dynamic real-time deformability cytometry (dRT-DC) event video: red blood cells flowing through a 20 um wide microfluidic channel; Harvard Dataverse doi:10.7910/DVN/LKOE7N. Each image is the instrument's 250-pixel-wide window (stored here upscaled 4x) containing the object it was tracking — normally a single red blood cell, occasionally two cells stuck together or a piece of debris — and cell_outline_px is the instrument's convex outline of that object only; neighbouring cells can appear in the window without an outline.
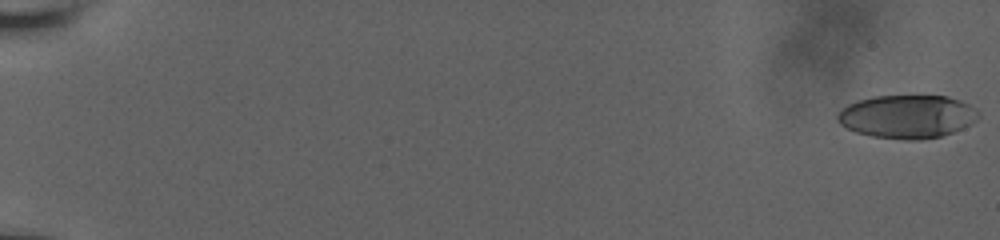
{"species": "human", "species_latin": "Homo sapiens", "temperature_condition": "room temperature", "stored_images_in_passage": 58, "camera_frame_rate_fps": 3000, "um_per_image_px": 0.085, "donor": {"sex": "male"}, "frame": {"image": 1, "passage_image": 1, "time_ms": 0.0, "image_size_px": [1000, 240], "cell_outline_px": [[980, 116], [972, 124], [964, 128], [940, 136], [916, 140], [908, 140], [872, 136], [856, 132], [840, 124], [836, 116], [848, 104], [856, 100], [872, 96], [948, 96], [960, 100], [976, 108], [980, 112]], "centroid_in_image_um": [77.15, 9.9], "position_along_channel_um": 7.9, "area_um2": 35.6}}
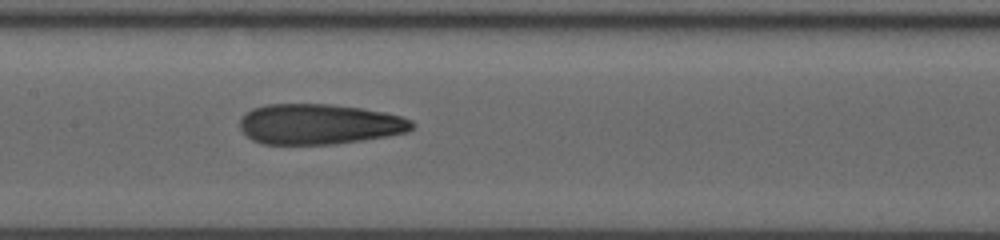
{"frame": {"image": 2, "passage_image": 32, "time_ms": 10.333, "image_size_px": [1000, 240], "cell_outline_px": [[416, 124], [408, 132], [388, 136], [364, 140], [332, 144], [264, 144], [252, 140], [240, 128], [240, 116], [244, 112], [252, 108], [268, 104], [328, 104], [360, 108], [384, 112], [400, 116], [412, 120]], "centroid_in_image_um": [27.13, 10.55], "position_along_channel_um": 180.3, "area_um2": 40.69}}
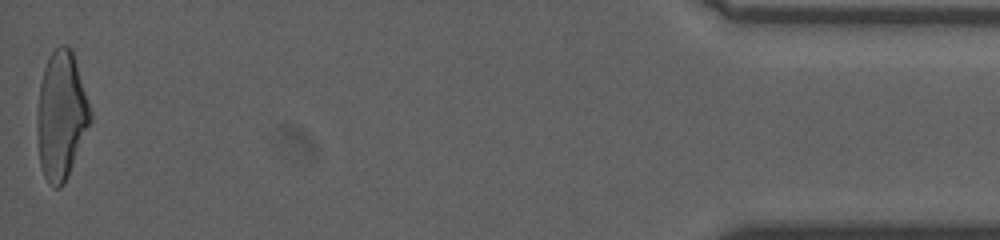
{"frame": {"image": 3, "passage_image": 58, "time_ms": 19.0, "image_size_px": [1000, 240], "cell_outline_px": [[92, 120], [68, 176], [64, 184], [60, 188], [52, 188], [48, 184], [44, 176], [40, 164], [36, 128], [36, 116], [40, 84], [44, 68], [52, 52], [60, 44], [68, 44], [72, 48], [92, 112]], "centroid_in_image_um": [5.2, 9.83], "position_along_channel_um": 430.0, "area_um2": 40.06}, "authors_computed_cell_mechanics": {"area_um2": 39.7953, "velocity_mm_per_s": 3.8451, "shape_relaxation_time_tau1_ms": null, "shape_relaxation_time_tau2_ms": 1.397, "deformation_change_tau1": null, "deformation_change_tau2": 0.0991}}